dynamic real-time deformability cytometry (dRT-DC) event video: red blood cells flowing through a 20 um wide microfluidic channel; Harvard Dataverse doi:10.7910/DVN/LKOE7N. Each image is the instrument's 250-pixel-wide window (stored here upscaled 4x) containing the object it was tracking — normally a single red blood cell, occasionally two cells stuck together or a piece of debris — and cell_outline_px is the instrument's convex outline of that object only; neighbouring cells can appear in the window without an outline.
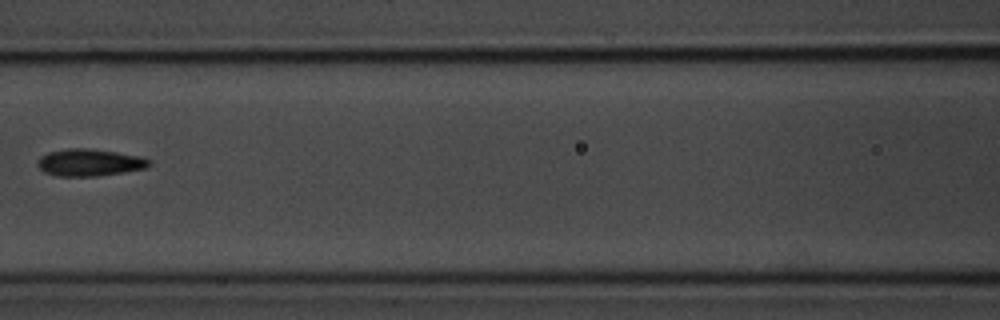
{"species": "common noctule bat (a hibernating species)", "species_latin": "Nyctalus noctula", "temperature_condition": "room temperature", "stored_images_in_passage": 3, "camera_frame_rate_fps": 3000, "um_per_image_px": 0.085, "animal": {"sex": "male", "body_mass_g": 20.1, "forearm_length_mm": 53.5}, "frame": {"image": 1, "passage_image": 3, "time_ms": 2.333, "image_size_px": [1000, 320], "cell_outline_px": [[152, 164], [144, 168], [124, 172], [96, 176], [56, 176], [44, 172], [36, 164], [40, 156], [48, 152], [68, 148], [88, 148], [116, 152], [140, 156], [148, 160]], "centroid_in_image_um": [7.57, 13.81], "position_along_channel_um": 159.0, "area_um2": 17.57}}